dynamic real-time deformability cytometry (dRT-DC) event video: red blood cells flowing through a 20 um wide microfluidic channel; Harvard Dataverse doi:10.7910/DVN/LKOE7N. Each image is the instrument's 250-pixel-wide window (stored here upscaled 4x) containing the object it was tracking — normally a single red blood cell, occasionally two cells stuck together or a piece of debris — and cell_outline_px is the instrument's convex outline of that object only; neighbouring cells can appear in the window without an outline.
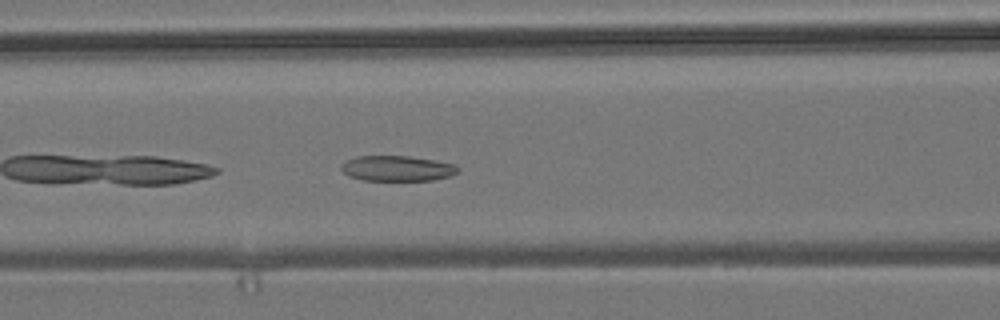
{"species": "common noctule bat (a hibernating species)", "species_latin": "Nyctalus noctula", "temperature_condition": "room temperature", "stored_images_in_passage": 38, "camera_frame_rate_fps": 3000, "um_per_image_px": 0.085, "animal": {"sex": "male", "body_mass_g": 19.2, "forearm_length_mm": 51.8}, "frame": {"image": 1, "passage_image": 6, "time_ms": 1.667, "image_size_px": [1000, 320], "cell_outline_px": [[460, 168], [456, 172], [448, 176], [432, 180], [364, 180], [348, 176], [340, 168], [340, 164], [356, 156], [408, 156], [456, 164]], "centroid_in_image_um": [33.73, 14.31], "position_along_channel_um": 132.9, "area_um2": 17.11}}
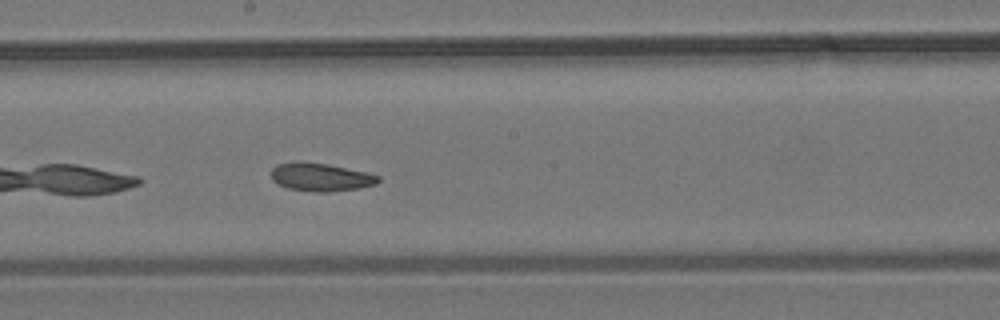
{"frame": {"image": 2, "passage_image": 13, "time_ms": 4.0, "image_size_px": [1000, 320], "cell_outline_px": [[380, 180], [376, 184], [360, 188], [328, 192], [316, 192], [288, 188], [272, 180], [272, 168], [276, 164], [328, 164], [368, 172], [380, 176]], "centroid_in_image_um": [27.35, 15.09], "position_along_channel_um": 220.9, "area_um2": 16.99}}
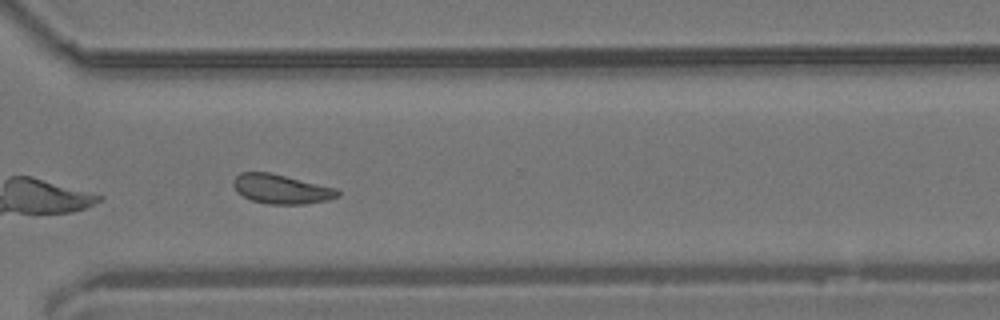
{"frame": {"image": 3, "passage_image": 23, "time_ms": 7.333, "image_size_px": [1000, 320], "cell_outline_px": [[340, 196], [328, 200], [304, 204], [268, 204], [252, 200], [236, 192], [232, 184], [232, 180], [240, 172], [272, 172], [336, 188], [340, 192]], "centroid_in_image_um": [23.9, 16.06], "position_along_channel_um": 346.7, "area_um2": 18.03}, "authors_computed_cell_mechanics": {"area_um2": 17.7446, "velocity_mm_per_s": 3.7804, "shape_relaxation_time_tau1_ms": null, "shape_relaxation_time_tau2_ms": 5.2784, "deformation_change_tau1": null, "deformation_change_tau2": 0.1101}}